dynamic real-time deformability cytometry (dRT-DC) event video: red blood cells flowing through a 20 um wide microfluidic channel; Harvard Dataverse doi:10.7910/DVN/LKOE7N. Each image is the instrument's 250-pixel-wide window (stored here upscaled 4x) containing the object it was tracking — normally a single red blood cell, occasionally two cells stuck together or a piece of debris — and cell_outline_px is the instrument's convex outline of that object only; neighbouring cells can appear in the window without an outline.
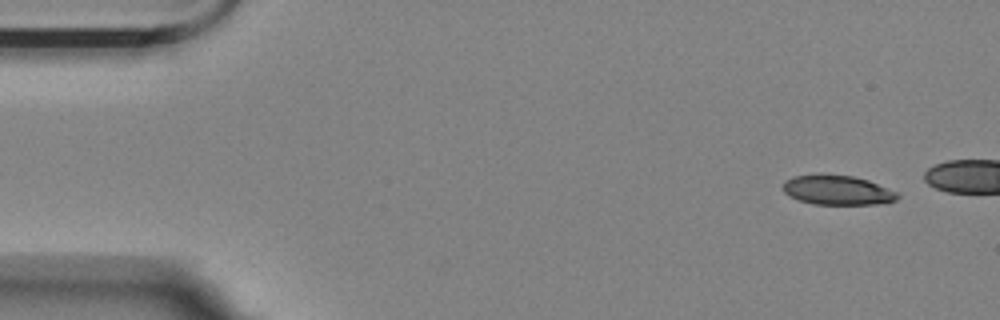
{"species": "Egyptian fruit bat (a non-hibernating species)", "species_latin": "Rousettus aegyptiacus", "temperature_condition": "room temperature", "stored_images_in_passage": 4, "camera_frame_rate_fps": 3000, "um_per_image_px": 0.085, "animal": {"sex": "female"}, "frame": {"image": 1, "passage_image": 1, "time_ms": 0.0, "image_size_px": [1000, 320], "cell_outline_px": [[900, 196], [896, 200], [888, 204], [812, 204], [796, 200], [788, 196], [784, 192], [784, 180], [792, 176], [820, 172], [852, 176], [868, 180], [896, 192]], "centroid_in_image_um": [71.13, 16.14], "position_along_channel_um": 13.9, "area_um2": 20.29}}